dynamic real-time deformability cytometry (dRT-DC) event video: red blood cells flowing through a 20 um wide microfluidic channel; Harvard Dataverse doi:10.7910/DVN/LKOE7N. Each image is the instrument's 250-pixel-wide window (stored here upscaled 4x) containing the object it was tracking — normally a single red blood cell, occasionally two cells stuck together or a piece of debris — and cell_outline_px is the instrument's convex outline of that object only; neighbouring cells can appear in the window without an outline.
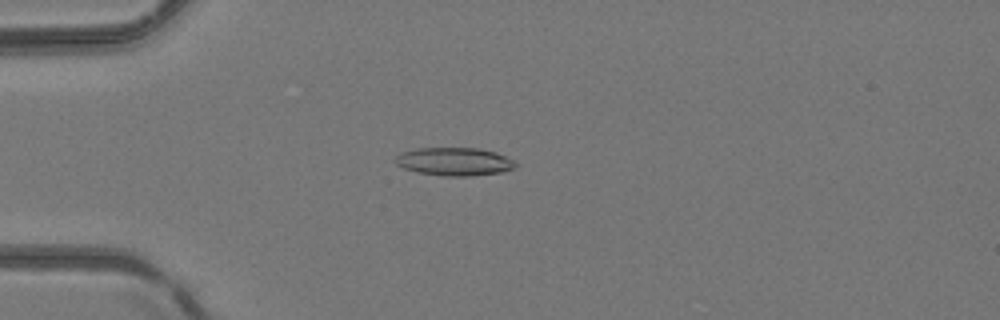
{"species": "common noctule bat (a hibernating species)", "species_latin": "Nyctalus noctula", "temperature_condition": "room temperature", "stored_images_in_passage": 1, "camera_frame_rate_fps": 3000, "um_per_image_px": 0.085, "animal": {"sex": "female", "body_mass_g": 24.6, "forearm_length_mm": 56.2}, "frame": {"image": 1, "passage_image": 1, "time_ms": 0.0, "image_size_px": [1000, 320], "cell_outline_px": [[516, 168], [504, 172], [472, 176], [444, 176], [416, 172], [404, 168], [396, 164], [392, 160], [400, 152], [416, 148], [480, 148], [496, 152], [512, 160], [516, 164]], "centroid_in_image_um": [38.59, 13.74], "position_along_channel_um": 46.4, "area_um2": 19.94}}